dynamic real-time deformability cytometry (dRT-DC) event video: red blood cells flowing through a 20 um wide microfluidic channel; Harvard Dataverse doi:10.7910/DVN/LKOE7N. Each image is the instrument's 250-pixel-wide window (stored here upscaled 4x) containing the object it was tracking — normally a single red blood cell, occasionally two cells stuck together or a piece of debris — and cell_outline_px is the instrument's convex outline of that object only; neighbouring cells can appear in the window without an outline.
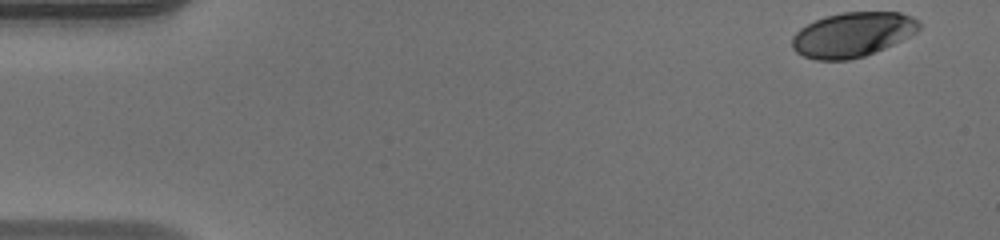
{"species": "human", "species_latin": "Homo sapiens", "temperature_condition": "warm", "stored_images_in_passage": 48, "camera_frame_rate_fps": 3000, "um_per_image_px": 0.085, "donor": {"sex": "male"}, "frame": {"image": 1, "passage_image": 1, "time_ms": 0.0, "image_size_px": [1000, 240], "cell_outline_px": [[920, 28], [916, 32], [884, 48], [864, 56], [848, 60], [816, 60], [804, 56], [796, 52], [792, 48], [792, 36], [800, 28], [824, 16], [844, 12], [900, 12], [912, 16], [920, 24]], "centroid_in_image_um": [72.44, 2.94], "position_along_channel_um": 12.6, "area_um2": 32.89}}
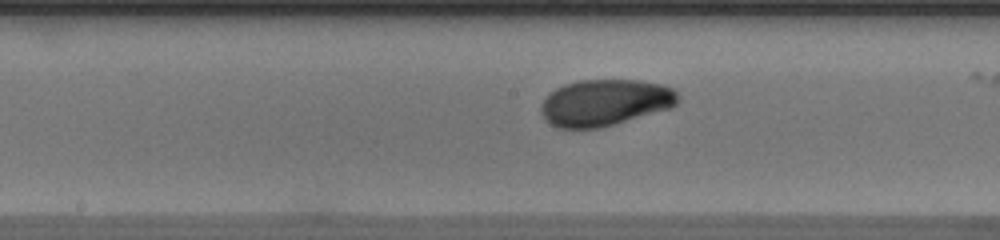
{"frame": {"image": 2, "passage_image": 24, "time_ms": 7.667, "image_size_px": [1000, 240], "cell_outline_px": [[680, 100], [672, 108], [600, 128], [560, 128], [544, 120], [540, 112], [540, 108], [544, 100], [556, 88], [564, 84], [580, 80], [640, 80], [660, 84], [672, 88], [680, 96]], "centroid_in_image_um": [51.44, 8.72], "position_along_channel_um": 196.8, "area_um2": 37.17}}
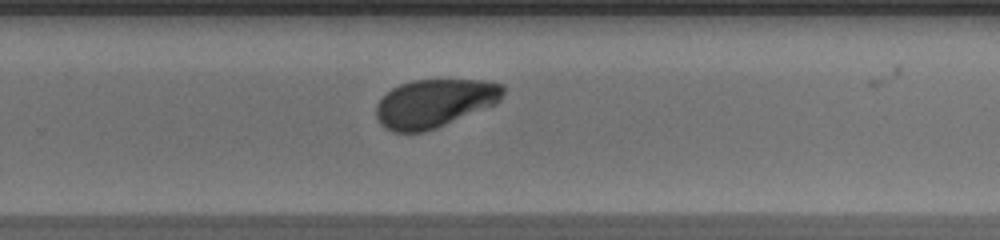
{"frame": {"image": 3, "passage_image": 31, "time_ms": 10.0, "image_size_px": [1000, 240], "cell_outline_px": [[504, 92], [500, 100], [496, 104], [436, 128], [424, 132], [392, 132], [384, 128], [380, 124], [376, 116], [376, 104], [392, 88], [400, 84], [412, 80], [484, 80], [504, 84]], "centroid_in_image_um": [36.93, 8.78], "position_along_channel_um": 292.9, "area_um2": 35.78}, "authors_computed_cell_mechanics": {"area_um2": 36.2117, "velocity_mm_per_s": 4.1426, "shape_relaxation_time_tau1_ms": 2.5105, "shape_relaxation_time_tau2_ms": 3.9634, "deformation_change_tau1": 0.1332, "deformation_change_tau2": 0.0793}}